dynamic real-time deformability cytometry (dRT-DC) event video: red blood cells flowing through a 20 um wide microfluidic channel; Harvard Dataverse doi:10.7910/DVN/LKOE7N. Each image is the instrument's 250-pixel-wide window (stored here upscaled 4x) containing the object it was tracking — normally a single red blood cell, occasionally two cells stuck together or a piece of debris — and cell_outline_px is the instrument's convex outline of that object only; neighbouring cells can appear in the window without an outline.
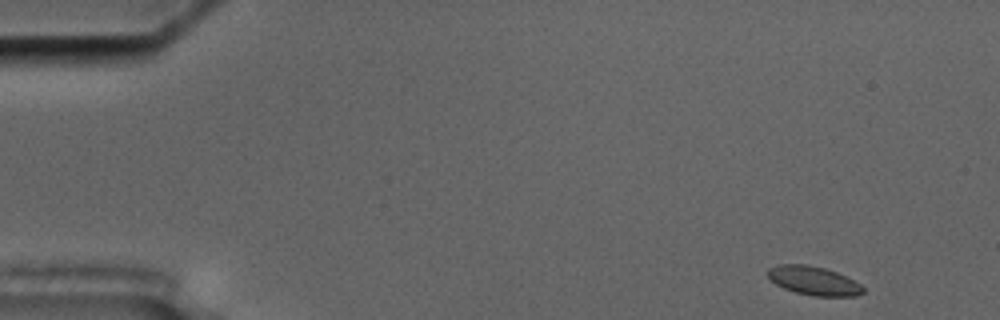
{"species": "common noctule bat (a hibernating species)", "species_latin": "Nyctalus noctula", "temperature_condition": "cold", "stored_images_in_passage": 4, "camera_frame_rate_fps": 3000, "um_per_image_px": 0.085, "animal": {"sex": "male", "body_mass_g": 17.5, "forearm_length_mm": 52.3}, "frame": {"image": 1, "passage_image": 1, "time_ms": 0.0, "image_size_px": [1000, 320], "cell_outline_px": [[864, 292], [856, 296], [812, 296], [796, 292], [784, 288], [776, 284], [768, 276], [768, 268], [780, 264], [808, 264], [824, 268], [836, 272], [860, 284], [864, 288]], "centroid_in_image_um": [69.16, 23.86], "position_along_channel_um": 15.8, "area_um2": 15.84}}